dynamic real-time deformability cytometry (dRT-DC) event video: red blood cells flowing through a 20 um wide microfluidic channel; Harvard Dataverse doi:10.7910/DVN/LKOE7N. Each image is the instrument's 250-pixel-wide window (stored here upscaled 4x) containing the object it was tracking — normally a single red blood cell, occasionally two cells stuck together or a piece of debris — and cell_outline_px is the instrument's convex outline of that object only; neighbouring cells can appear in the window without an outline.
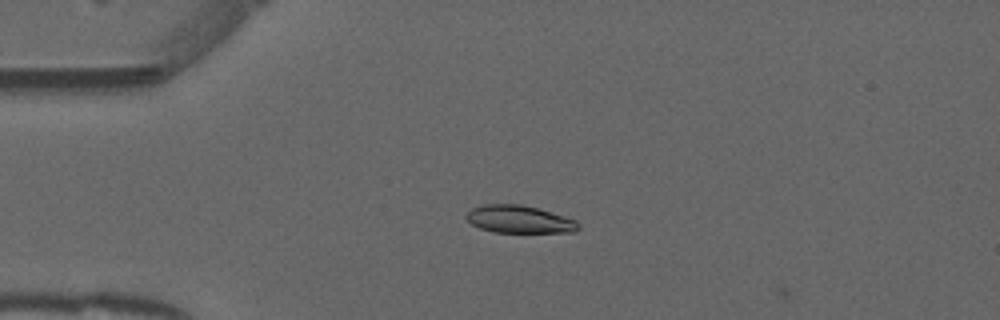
{"species": "common noctule bat (a hibernating species)", "species_latin": "Nyctalus noctula", "temperature_condition": "warm", "stored_images_in_passage": 4, "camera_frame_rate_fps": 3000, "um_per_image_px": 0.085, "animal": {"sex": "male", "forearm_length_mm": 52.5}, "frame": {"image": 1, "passage_image": 2, "time_ms": 0.333, "image_size_px": [1000, 320], "cell_outline_px": [[580, 228], [576, 232], [492, 232], [480, 228], [472, 224], [464, 216], [472, 208], [484, 204], [520, 204], [536, 208], [564, 216], [576, 220], [580, 224]], "centroid_in_image_um": [44.14, 18.64], "position_along_channel_um": 40.9, "area_um2": 17.98}}